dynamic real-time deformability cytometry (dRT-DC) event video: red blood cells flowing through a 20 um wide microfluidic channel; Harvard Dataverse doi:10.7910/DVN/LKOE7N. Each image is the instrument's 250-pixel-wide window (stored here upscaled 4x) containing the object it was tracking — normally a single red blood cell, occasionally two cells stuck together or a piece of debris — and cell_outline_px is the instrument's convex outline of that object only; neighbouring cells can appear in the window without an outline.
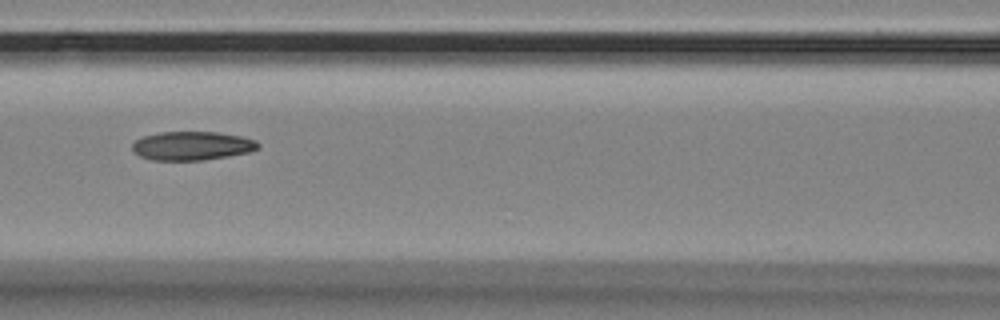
{"species": "Egyptian fruit bat (a non-hibernating species)", "species_latin": "Rousettus aegyptiacus", "temperature_condition": "room temperature", "stored_images_in_passage": 6, "camera_frame_rate_fps": 3000, "um_per_image_px": 0.085, "animal": {"sex": "female"}, "frame": {"image": 1, "passage_image": 4, "time_ms": 1.0, "image_size_px": [1000, 320], "cell_outline_px": [[260, 148], [248, 152], [228, 156], [204, 160], [152, 160], [140, 156], [132, 152], [132, 144], [136, 140], [144, 136], [160, 132], [216, 132], [240, 136], [256, 140], [260, 144]], "centroid_in_image_um": [16.32, 12.39], "position_along_channel_um": 150.3, "area_um2": 21.1}}
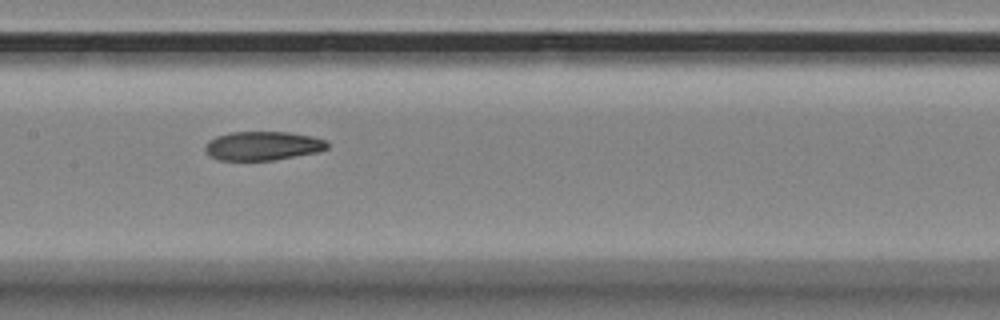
{"frame": {"image": 2, "passage_image": 5, "time_ms": 1.333, "image_size_px": [1000, 320], "cell_outline_px": [[328, 148], [316, 152], [272, 160], [216, 160], [204, 148], [204, 144], [208, 140], [216, 136], [228, 132], [288, 132], [312, 136], [328, 140]], "centroid_in_image_um": [22.32, 12.38], "position_along_channel_um": 185.1, "area_um2": 20.58}}
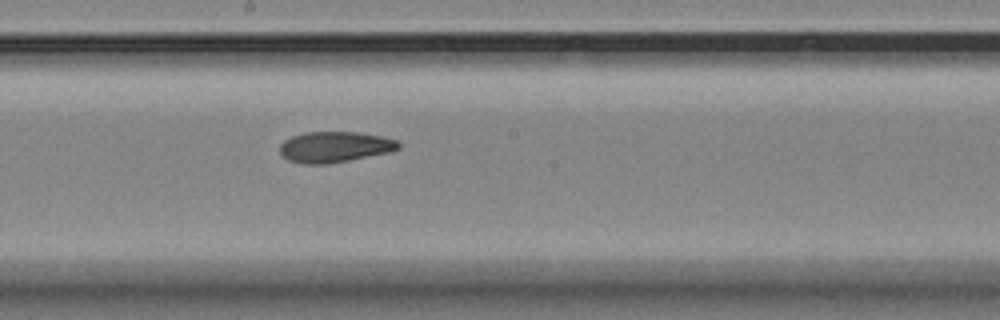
{"frame": {"image": 3, "passage_image": 6, "time_ms": 1.667, "image_size_px": [1000, 320], "cell_outline_px": [[400, 148], [388, 152], [328, 164], [304, 164], [288, 160], [280, 152], [280, 144], [284, 140], [292, 136], [304, 132], [356, 132], [380, 136], [396, 140], [400, 144]], "centroid_in_image_um": [28.41, 12.49], "position_along_channel_um": 219.8, "area_um2": 21.1}}